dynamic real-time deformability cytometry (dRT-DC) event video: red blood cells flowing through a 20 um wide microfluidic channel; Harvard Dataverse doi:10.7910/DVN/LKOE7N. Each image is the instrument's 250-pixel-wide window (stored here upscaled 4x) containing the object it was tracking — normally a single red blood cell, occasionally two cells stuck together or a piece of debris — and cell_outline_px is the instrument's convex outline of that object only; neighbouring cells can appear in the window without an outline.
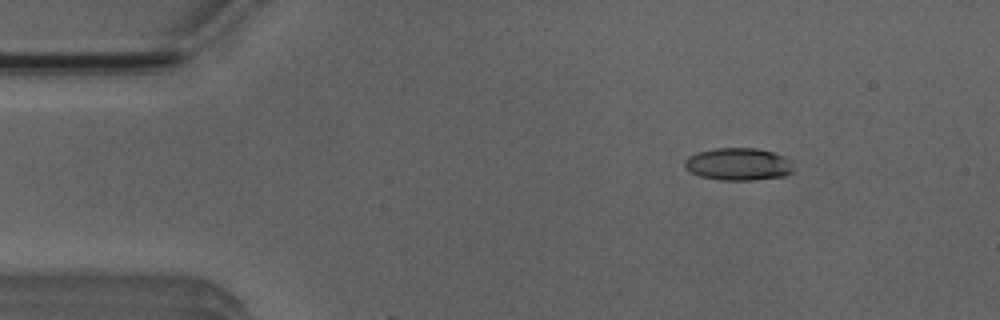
{"species": "Egyptian fruit bat (a non-hibernating species)", "species_latin": "Rousettus aegyptiacus", "temperature_condition": "room temperature", "stored_images_in_passage": 4, "camera_frame_rate_fps": 3000, "um_per_image_px": 0.085, "animal": {"sex": "male"}, "frame": {"image": 1, "passage_image": 1, "time_ms": 0.0, "image_size_px": [1000, 320], "cell_outline_px": [[792, 172], [784, 176], [752, 180], [720, 180], [700, 176], [684, 168], [684, 160], [688, 156], [696, 152], [716, 148], [756, 148], [772, 152], [784, 156], [792, 160]], "centroid_in_image_um": [62.74, 13.95], "position_along_channel_um": 22.3, "area_um2": 20.69}}